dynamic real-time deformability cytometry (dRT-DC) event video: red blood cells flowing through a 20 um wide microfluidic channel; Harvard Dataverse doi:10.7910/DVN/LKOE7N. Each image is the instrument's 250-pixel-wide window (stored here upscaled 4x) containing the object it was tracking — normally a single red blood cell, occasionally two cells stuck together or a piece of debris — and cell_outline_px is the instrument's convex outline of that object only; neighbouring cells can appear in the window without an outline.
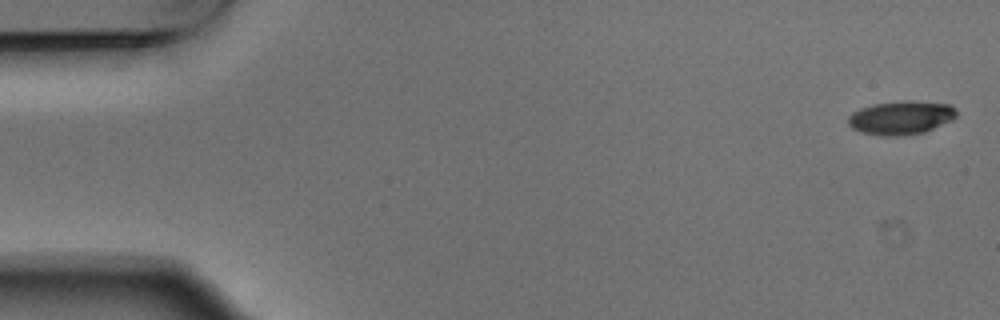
{"species": "Egyptian fruit bat (a non-hibernating species)", "species_latin": "Rousettus aegyptiacus", "temperature_condition": "warm", "stored_images_in_passage": 4, "camera_frame_rate_fps": 3000, "um_per_image_px": 0.085, "animal": {"sex": "male"}, "frame": {"image": 1, "passage_image": 1, "time_ms": 0.0, "image_size_px": [1000, 320], "cell_outline_px": [[956, 116], [952, 120], [924, 132], [900, 136], [884, 136], [860, 132], [852, 128], [848, 124], [848, 116], [852, 112], [860, 108], [872, 104], [904, 100], [912, 100], [952, 104], [956, 108]], "centroid_in_image_um": [76.58, 9.99], "position_along_channel_um": 8.4, "area_um2": 21.5}}
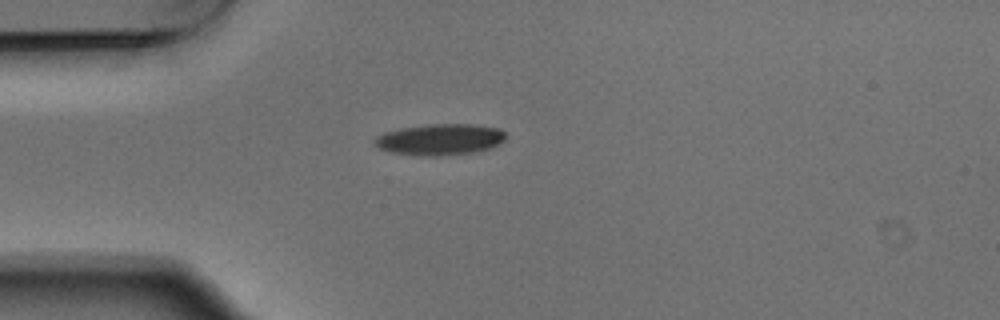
{"frame": {"image": 2, "passage_image": 4, "time_ms": 1.0, "image_size_px": [1000, 320], "cell_outline_px": [[508, 132], [504, 140], [488, 148], [472, 152], [440, 156], [432, 156], [392, 152], [380, 148], [372, 140], [376, 136], [384, 132], [400, 128], [428, 124], [472, 124], [496, 128]], "centroid_in_image_um": [37.39, 11.84], "position_along_channel_um": 47.6, "area_um2": 23.58}}